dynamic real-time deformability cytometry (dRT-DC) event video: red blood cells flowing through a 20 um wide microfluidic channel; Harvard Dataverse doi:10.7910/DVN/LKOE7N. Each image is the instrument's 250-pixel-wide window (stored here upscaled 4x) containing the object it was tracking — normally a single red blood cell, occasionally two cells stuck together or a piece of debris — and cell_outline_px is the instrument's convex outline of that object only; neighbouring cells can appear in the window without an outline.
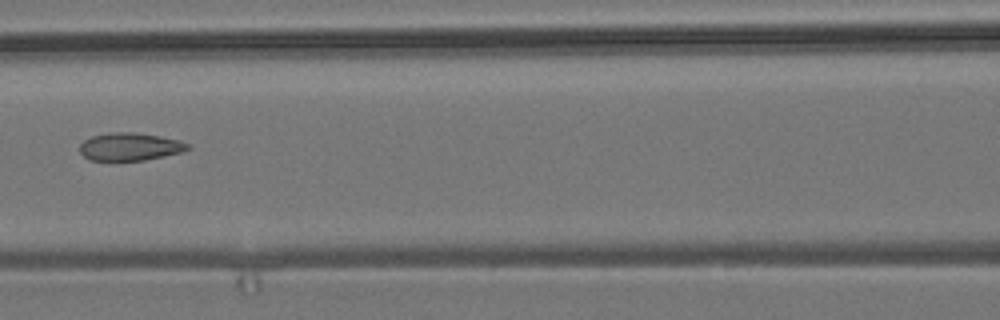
{"species": "common noctule bat (a hibernating species)", "species_latin": "Nyctalus noctula", "temperature_condition": "room temperature", "stored_images_in_passage": 7, "camera_frame_rate_fps": 3000, "um_per_image_px": 0.085, "animal": {"sex": "male", "body_mass_g": 19.2, "forearm_length_mm": 51.8}, "frame": {"image": 1, "passage_image": 7, "time_ms": 2.0, "image_size_px": [1000, 320], "cell_outline_px": [[192, 148], [180, 152], [164, 156], [144, 160], [88, 160], [80, 152], [80, 144], [84, 140], [92, 136], [112, 132], [132, 132], [160, 136], [180, 140], [188, 144]], "centroid_in_image_um": [11.04, 12.46], "position_along_channel_um": 155.6, "area_um2": 17.4}}